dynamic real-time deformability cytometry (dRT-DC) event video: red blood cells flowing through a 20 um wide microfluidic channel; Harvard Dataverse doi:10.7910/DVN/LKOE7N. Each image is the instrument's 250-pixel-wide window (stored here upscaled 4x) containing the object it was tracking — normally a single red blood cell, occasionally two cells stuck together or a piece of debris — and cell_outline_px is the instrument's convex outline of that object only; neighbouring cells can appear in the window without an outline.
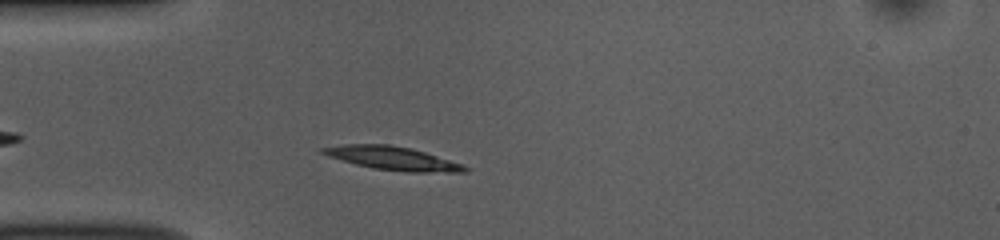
{"species": "common noctule bat (a hibernating species)", "species_latin": "Nyctalus noctula", "temperature_condition": "room temperature", "stored_images_in_passage": 30, "camera_frame_rate_fps": 3000, "um_per_image_px": 0.085, "animal": {"sex": "female", "body_mass_g": 10.0, "forearm_length_mm": 53.1}, "frame": {"image": 1, "passage_image": 4, "time_ms": 1.0, "image_size_px": [1000, 240], "cell_outline_px": [[468, 172], [408, 172], [372, 168], [356, 164], [328, 156], [320, 152], [320, 148], [344, 144], [388, 144], [412, 148], [464, 164], [468, 168]], "centroid_in_image_um": [33.4, 13.45], "position_along_channel_um": 51.6, "area_um2": 19.42}}
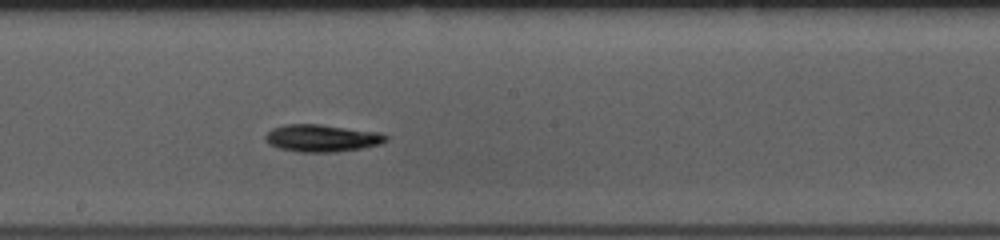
{"frame": {"image": 2, "passage_image": 18, "time_ms": 5.667, "image_size_px": [1000, 240], "cell_outline_px": [[388, 140], [380, 144], [360, 148], [336, 152], [296, 152], [280, 148], [268, 144], [264, 140], [264, 136], [272, 128], [284, 124], [320, 124], [380, 132], [388, 136]], "centroid_in_image_um": [27.34, 11.74], "position_along_channel_um": 220.9, "area_um2": 19.31}}
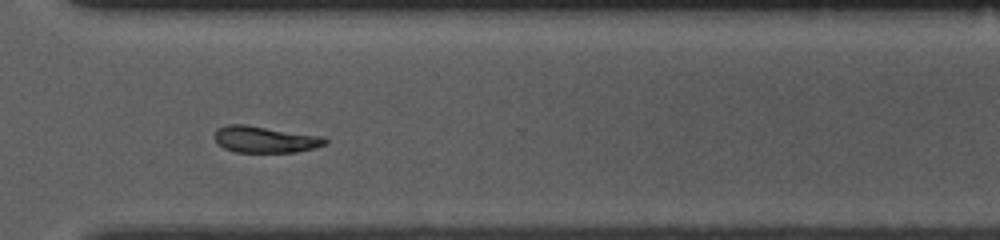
{"frame": {"image": 3, "passage_image": 28, "time_ms": 9.0, "image_size_px": [1000, 240], "cell_outline_px": [[328, 144], [316, 148], [296, 152], [236, 152], [224, 148], [212, 136], [216, 128], [224, 124], [244, 124], [324, 136], [328, 140]], "centroid_in_image_um": [22.54, 11.84], "position_along_channel_um": 348.1, "area_um2": 17.4}, "authors_computed_cell_mechanics": {"area_um2": 18.4671, "velocity_mm_per_s": 3.8179, "shape_relaxation_time_tau1_ms": 4.4102, "shape_relaxation_time_tau2_ms": null, "deformation_change_tau1": 0.1298, "deformation_change_tau2": null}}